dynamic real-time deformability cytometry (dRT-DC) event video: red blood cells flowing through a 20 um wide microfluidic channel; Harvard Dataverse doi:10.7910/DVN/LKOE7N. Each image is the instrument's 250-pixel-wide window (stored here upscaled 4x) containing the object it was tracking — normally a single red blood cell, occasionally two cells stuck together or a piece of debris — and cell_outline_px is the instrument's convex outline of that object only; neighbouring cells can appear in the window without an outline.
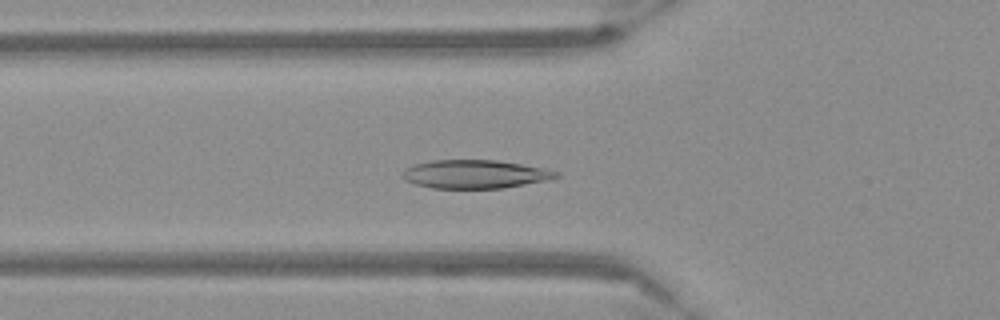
{"species": "Egyptian fruit bat (a non-hibernating species)", "species_latin": "Rousettus aegyptiacus", "temperature_condition": "warm", "stored_images_in_passage": 46, "camera_frame_rate_fps": 3000, "um_per_image_px": 0.085, "frame": {"image": 1, "passage_image": 11, "time_ms": 3.333, "image_size_px": [1000, 320], "cell_outline_px": [[560, 176], [544, 180], [504, 188], [432, 188], [416, 184], [404, 180], [404, 172], [408, 168], [416, 164], [432, 160], [496, 160], [520, 164], [560, 172]], "centroid_in_image_um": [40.37, 14.8], "position_along_channel_um": 85.4, "area_um2": 24.97}}
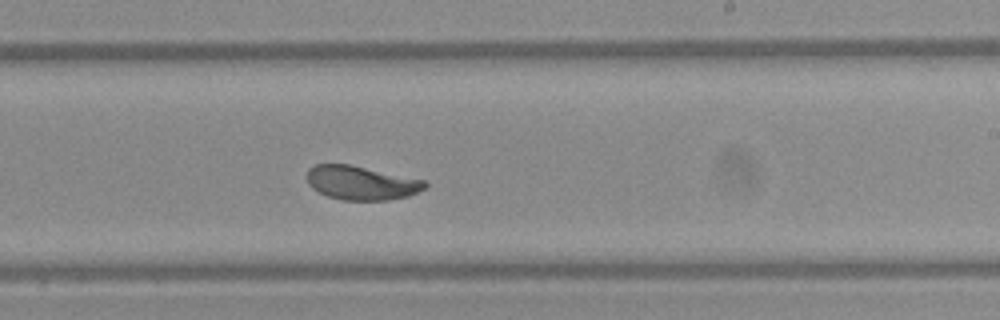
{"frame": {"image": 2, "passage_image": 25, "time_ms": 8.0, "image_size_px": [1000, 320], "cell_outline_px": [[428, 188], [408, 196], [388, 200], [340, 200], [328, 196], [312, 188], [308, 184], [304, 176], [308, 168], [316, 164], [348, 164], [424, 180], [428, 184]], "centroid_in_image_um": [30.68, 15.54], "position_along_channel_um": 258.3, "area_um2": 23.47}}
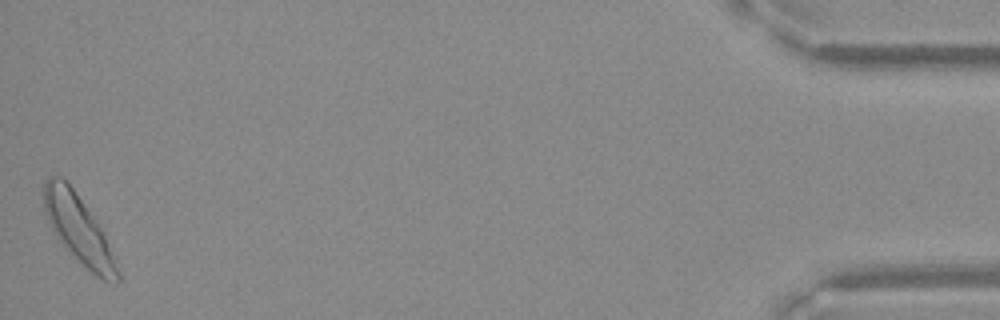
{"frame": {"image": 3, "passage_image": 46, "time_ms": 15.0, "image_size_px": [1000, 320], "cell_outline_px": [[120, 280], [116, 284], [104, 280], [96, 276], [64, 248], [60, 244], [52, 232], [44, 212], [44, 184], [48, 176], [60, 176], [72, 188], [84, 204], [104, 232], [120, 268]], "centroid_in_image_um": [6.69, 19.55], "position_along_channel_um": 428.5, "area_um2": 29.3}}